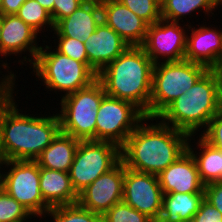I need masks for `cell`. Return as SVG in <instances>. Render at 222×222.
Segmentation results:
<instances>
[{"label": "cell", "instance_id": "836d02e7", "mask_svg": "<svg viewBox=\"0 0 222 222\" xmlns=\"http://www.w3.org/2000/svg\"><path fill=\"white\" fill-rule=\"evenodd\" d=\"M204 199L222 213V181L206 184Z\"/></svg>", "mask_w": 222, "mask_h": 222}, {"label": "cell", "instance_id": "e575fe53", "mask_svg": "<svg viewBox=\"0 0 222 222\" xmlns=\"http://www.w3.org/2000/svg\"><path fill=\"white\" fill-rule=\"evenodd\" d=\"M9 75H3L0 81V104L4 100H11L14 99L13 91H14V84L16 80V75L12 71H7Z\"/></svg>", "mask_w": 222, "mask_h": 222}, {"label": "cell", "instance_id": "d6986e66", "mask_svg": "<svg viewBox=\"0 0 222 222\" xmlns=\"http://www.w3.org/2000/svg\"><path fill=\"white\" fill-rule=\"evenodd\" d=\"M102 21L99 2H83L70 16L61 19L54 28L57 37H71L83 42L96 31Z\"/></svg>", "mask_w": 222, "mask_h": 222}, {"label": "cell", "instance_id": "74e56055", "mask_svg": "<svg viewBox=\"0 0 222 222\" xmlns=\"http://www.w3.org/2000/svg\"><path fill=\"white\" fill-rule=\"evenodd\" d=\"M6 163H7V158L4 154L2 146L0 145V169L3 165H6ZM0 172H2V170ZM3 176H4V173L3 172L2 174L0 173V188H2Z\"/></svg>", "mask_w": 222, "mask_h": 222}, {"label": "cell", "instance_id": "8d00e7d4", "mask_svg": "<svg viewBox=\"0 0 222 222\" xmlns=\"http://www.w3.org/2000/svg\"><path fill=\"white\" fill-rule=\"evenodd\" d=\"M44 9H46L53 20V6L54 0H36Z\"/></svg>", "mask_w": 222, "mask_h": 222}, {"label": "cell", "instance_id": "603a6c76", "mask_svg": "<svg viewBox=\"0 0 222 222\" xmlns=\"http://www.w3.org/2000/svg\"><path fill=\"white\" fill-rule=\"evenodd\" d=\"M199 154L191 148L188 141L187 150L195 159L197 169L204 185L222 181V151L212 146L201 135L196 143Z\"/></svg>", "mask_w": 222, "mask_h": 222}, {"label": "cell", "instance_id": "6da1fadb", "mask_svg": "<svg viewBox=\"0 0 222 222\" xmlns=\"http://www.w3.org/2000/svg\"><path fill=\"white\" fill-rule=\"evenodd\" d=\"M148 120L156 118L146 117L128 136L121 147V161L129 169L158 175L187 151L188 141L195 135L160 121L148 125Z\"/></svg>", "mask_w": 222, "mask_h": 222}, {"label": "cell", "instance_id": "7a4b0ae2", "mask_svg": "<svg viewBox=\"0 0 222 222\" xmlns=\"http://www.w3.org/2000/svg\"><path fill=\"white\" fill-rule=\"evenodd\" d=\"M17 105L14 99L0 104V145L7 160L35 161L61 132L60 120L57 113L22 114Z\"/></svg>", "mask_w": 222, "mask_h": 222}, {"label": "cell", "instance_id": "8fae6325", "mask_svg": "<svg viewBox=\"0 0 222 222\" xmlns=\"http://www.w3.org/2000/svg\"><path fill=\"white\" fill-rule=\"evenodd\" d=\"M163 191L157 175L125 167L123 201L158 222L162 212Z\"/></svg>", "mask_w": 222, "mask_h": 222}, {"label": "cell", "instance_id": "ac0fdd59", "mask_svg": "<svg viewBox=\"0 0 222 222\" xmlns=\"http://www.w3.org/2000/svg\"><path fill=\"white\" fill-rule=\"evenodd\" d=\"M187 26L191 34H187L185 60L214 69L222 55V30L216 27L200 26L198 29Z\"/></svg>", "mask_w": 222, "mask_h": 222}, {"label": "cell", "instance_id": "30bf717a", "mask_svg": "<svg viewBox=\"0 0 222 222\" xmlns=\"http://www.w3.org/2000/svg\"><path fill=\"white\" fill-rule=\"evenodd\" d=\"M10 167L4 172L2 188L34 217H41L50 209L40 191V167L36 161L7 160Z\"/></svg>", "mask_w": 222, "mask_h": 222}, {"label": "cell", "instance_id": "1f68e13d", "mask_svg": "<svg viewBox=\"0 0 222 222\" xmlns=\"http://www.w3.org/2000/svg\"><path fill=\"white\" fill-rule=\"evenodd\" d=\"M86 0H54L53 23L70 16Z\"/></svg>", "mask_w": 222, "mask_h": 222}, {"label": "cell", "instance_id": "60d3db41", "mask_svg": "<svg viewBox=\"0 0 222 222\" xmlns=\"http://www.w3.org/2000/svg\"><path fill=\"white\" fill-rule=\"evenodd\" d=\"M1 29H2V14H0V35H1Z\"/></svg>", "mask_w": 222, "mask_h": 222}, {"label": "cell", "instance_id": "3957f363", "mask_svg": "<svg viewBox=\"0 0 222 222\" xmlns=\"http://www.w3.org/2000/svg\"><path fill=\"white\" fill-rule=\"evenodd\" d=\"M154 63L142 46H129L97 74L106 95L137 106L149 118Z\"/></svg>", "mask_w": 222, "mask_h": 222}, {"label": "cell", "instance_id": "7c38bea8", "mask_svg": "<svg viewBox=\"0 0 222 222\" xmlns=\"http://www.w3.org/2000/svg\"><path fill=\"white\" fill-rule=\"evenodd\" d=\"M187 28L178 22L160 19L148 25L146 39L142 45L154 64L185 59ZM163 58V59H160Z\"/></svg>", "mask_w": 222, "mask_h": 222}, {"label": "cell", "instance_id": "83f0119b", "mask_svg": "<svg viewBox=\"0 0 222 222\" xmlns=\"http://www.w3.org/2000/svg\"><path fill=\"white\" fill-rule=\"evenodd\" d=\"M101 222H153L145 214L129 206L123 200L101 216Z\"/></svg>", "mask_w": 222, "mask_h": 222}, {"label": "cell", "instance_id": "f35d334b", "mask_svg": "<svg viewBox=\"0 0 222 222\" xmlns=\"http://www.w3.org/2000/svg\"><path fill=\"white\" fill-rule=\"evenodd\" d=\"M213 70L222 78V55Z\"/></svg>", "mask_w": 222, "mask_h": 222}, {"label": "cell", "instance_id": "4dcf8cb0", "mask_svg": "<svg viewBox=\"0 0 222 222\" xmlns=\"http://www.w3.org/2000/svg\"><path fill=\"white\" fill-rule=\"evenodd\" d=\"M202 137L212 146L222 151V108L211 118Z\"/></svg>", "mask_w": 222, "mask_h": 222}, {"label": "cell", "instance_id": "ffe728a7", "mask_svg": "<svg viewBox=\"0 0 222 222\" xmlns=\"http://www.w3.org/2000/svg\"><path fill=\"white\" fill-rule=\"evenodd\" d=\"M40 191L44 202L50 207L73 205L78 195L72 187L69 173L40 167Z\"/></svg>", "mask_w": 222, "mask_h": 222}, {"label": "cell", "instance_id": "44dd1931", "mask_svg": "<svg viewBox=\"0 0 222 222\" xmlns=\"http://www.w3.org/2000/svg\"><path fill=\"white\" fill-rule=\"evenodd\" d=\"M79 142L60 132L35 161L39 167L69 173Z\"/></svg>", "mask_w": 222, "mask_h": 222}, {"label": "cell", "instance_id": "d4e9b609", "mask_svg": "<svg viewBox=\"0 0 222 222\" xmlns=\"http://www.w3.org/2000/svg\"><path fill=\"white\" fill-rule=\"evenodd\" d=\"M16 15L27 25L33 28L37 33L44 30L45 28L43 27H50L52 30L55 28L50 13L36 0H26L19 8Z\"/></svg>", "mask_w": 222, "mask_h": 222}, {"label": "cell", "instance_id": "9c48e42d", "mask_svg": "<svg viewBox=\"0 0 222 222\" xmlns=\"http://www.w3.org/2000/svg\"><path fill=\"white\" fill-rule=\"evenodd\" d=\"M146 118L133 103L105 95L96 117L95 141H107L120 148Z\"/></svg>", "mask_w": 222, "mask_h": 222}, {"label": "cell", "instance_id": "ab89813d", "mask_svg": "<svg viewBox=\"0 0 222 222\" xmlns=\"http://www.w3.org/2000/svg\"><path fill=\"white\" fill-rule=\"evenodd\" d=\"M213 2L219 6V5H222V0H213Z\"/></svg>", "mask_w": 222, "mask_h": 222}, {"label": "cell", "instance_id": "8992f818", "mask_svg": "<svg viewBox=\"0 0 222 222\" xmlns=\"http://www.w3.org/2000/svg\"><path fill=\"white\" fill-rule=\"evenodd\" d=\"M208 70L188 60L154 64L149 118H156L177 97L189 90Z\"/></svg>", "mask_w": 222, "mask_h": 222}, {"label": "cell", "instance_id": "d6a6232c", "mask_svg": "<svg viewBox=\"0 0 222 222\" xmlns=\"http://www.w3.org/2000/svg\"><path fill=\"white\" fill-rule=\"evenodd\" d=\"M191 222H222V213L204 199Z\"/></svg>", "mask_w": 222, "mask_h": 222}, {"label": "cell", "instance_id": "5b68a950", "mask_svg": "<svg viewBox=\"0 0 222 222\" xmlns=\"http://www.w3.org/2000/svg\"><path fill=\"white\" fill-rule=\"evenodd\" d=\"M51 49V50H49ZM34 75L41 78L45 89L65 93L63 96L90 86L97 75L83 62L61 54L51 46H41L31 65Z\"/></svg>", "mask_w": 222, "mask_h": 222}, {"label": "cell", "instance_id": "f546056e", "mask_svg": "<svg viewBox=\"0 0 222 222\" xmlns=\"http://www.w3.org/2000/svg\"><path fill=\"white\" fill-rule=\"evenodd\" d=\"M57 47L55 48L58 52L66 55L76 61L83 62L88 66V57L85 49V43L80 39L71 37H56Z\"/></svg>", "mask_w": 222, "mask_h": 222}, {"label": "cell", "instance_id": "4fadbf2b", "mask_svg": "<svg viewBox=\"0 0 222 222\" xmlns=\"http://www.w3.org/2000/svg\"><path fill=\"white\" fill-rule=\"evenodd\" d=\"M125 165L120 161L109 172L99 176L78 195V204L87 210L103 215L123 200Z\"/></svg>", "mask_w": 222, "mask_h": 222}, {"label": "cell", "instance_id": "b9f144b4", "mask_svg": "<svg viewBox=\"0 0 222 222\" xmlns=\"http://www.w3.org/2000/svg\"><path fill=\"white\" fill-rule=\"evenodd\" d=\"M88 1H95V2L101 3V2L106 1V0H88Z\"/></svg>", "mask_w": 222, "mask_h": 222}, {"label": "cell", "instance_id": "52a82bcc", "mask_svg": "<svg viewBox=\"0 0 222 222\" xmlns=\"http://www.w3.org/2000/svg\"><path fill=\"white\" fill-rule=\"evenodd\" d=\"M106 95L96 80L90 86L63 96L58 114L61 132L79 140H95L96 117Z\"/></svg>", "mask_w": 222, "mask_h": 222}, {"label": "cell", "instance_id": "5bb4252c", "mask_svg": "<svg viewBox=\"0 0 222 222\" xmlns=\"http://www.w3.org/2000/svg\"><path fill=\"white\" fill-rule=\"evenodd\" d=\"M38 33L27 25L16 14L2 15V29L0 35V54L6 57L11 54H22V52L28 51L31 56L21 61L20 64H24L23 61L30 62L32 65L36 59L37 53L41 46L37 45ZM8 55V56H7ZM29 59V60H28Z\"/></svg>", "mask_w": 222, "mask_h": 222}, {"label": "cell", "instance_id": "4316f807", "mask_svg": "<svg viewBox=\"0 0 222 222\" xmlns=\"http://www.w3.org/2000/svg\"><path fill=\"white\" fill-rule=\"evenodd\" d=\"M29 218H33L29 211L0 188V222H27Z\"/></svg>", "mask_w": 222, "mask_h": 222}, {"label": "cell", "instance_id": "277c9868", "mask_svg": "<svg viewBox=\"0 0 222 222\" xmlns=\"http://www.w3.org/2000/svg\"><path fill=\"white\" fill-rule=\"evenodd\" d=\"M222 108V78L208 69L184 94L177 97L157 117L161 123L198 134L205 130L211 118Z\"/></svg>", "mask_w": 222, "mask_h": 222}, {"label": "cell", "instance_id": "f1b7e54d", "mask_svg": "<svg viewBox=\"0 0 222 222\" xmlns=\"http://www.w3.org/2000/svg\"><path fill=\"white\" fill-rule=\"evenodd\" d=\"M129 8L137 16L143 19L148 25L162 19L161 3L158 0H118Z\"/></svg>", "mask_w": 222, "mask_h": 222}, {"label": "cell", "instance_id": "9a60e30c", "mask_svg": "<svg viewBox=\"0 0 222 222\" xmlns=\"http://www.w3.org/2000/svg\"><path fill=\"white\" fill-rule=\"evenodd\" d=\"M102 21L114 29L129 46H142L148 24L118 0L100 3Z\"/></svg>", "mask_w": 222, "mask_h": 222}, {"label": "cell", "instance_id": "7402d4cb", "mask_svg": "<svg viewBox=\"0 0 222 222\" xmlns=\"http://www.w3.org/2000/svg\"><path fill=\"white\" fill-rule=\"evenodd\" d=\"M204 193H168L163 195L158 222H191L198 212Z\"/></svg>", "mask_w": 222, "mask_h": 222}, {"label": "cell", "instance_id": "cb8c5ba5", "mask_svg": "<svg viewBox=\"0 0 222 222\" xmlns=\"http://www.w3.org/2000/svg\"><path fill=\"white\" fill-rule=\"evenodd\" d=\"M217 7L213 0H163L161 2V16L163 20L179 23L182 17L189 15V13L191 15L196 10H204L205 16L210 15L209 13L213 15L212 12Z\"/></svg>", "mask_w": 222, "mask_h": 222}, {"label": "cell", "instance_id": "d590c367", "mask_svg": "<svg viewBox=\"0 0 222 222\" xmlns=\"http://www.w3.org/2000/svg\"><path fill=\"white\" fill-rule=\"evenodd\" d=\"M25 1L26 0H2V15L16 14Z\"/></svg>", "mask_w": 222, "mask_h": 222}, {"label": "cell", "instance_id": "484cf974", "mask_svg": "<svg viewBox=\"0 0 222 222\" xmlns=\"http://www.w3.org/2000/svg\"><path fill=\"white\" fill-rule=\"evenodd\" d=\"M53 222H101V215L82 208L78 203L50 208L45 214Z\"/></svg>", "mask_w": 222, "mask_h": 222}, {"label": "cell", "instance_id": "e0dca14e", "mask_svg": "<svg viewBox=\"0 0 222 222\" xmlns=\"http://www.w3.org/2000/svg\"><path fill=\"white\" fill-rule=\"evenodd\" d=\"M84 43L88 67L96 75L129 47L120 35L103 21Z\"/></svg>", "mask_w": 222, "mask_h": 222}, {"label": "cell", "instance_id": "7bdbcfd3", "mask_svg": "<svg viewBox=\"0 0 222 222\" xmlns=\"http://www.w3.org/2000/svg\"><path fill=\"white\" fill-rule=\"evenodd\" d=\"M0 14H2V0H0Z\"/></svg>", "mask_w": 222, "mask_h": 222}, {"label": "cell", "instance_id": "2e32d148", "mask_svg": "<svg viewBox=\"0 0 222 222\" xmlns=\"http://www.w3.org/2000/svg\"><path fill=\"white\" fill-rule=\"evenodd\" d=\"M157 177L163 194L204 193L205 185L201 181L195 159L188 150Z\"/></svg>", "mask_w": 222, "mask_h": 222}, {"label": "cell", "instance_id": "ba28073f", "mask_svg": "<svg viewBox=\"0 0 222 222\" xmlns=\"http://www.w3.org/2000/svg\"><path fill=\"white\" fill-rule=\"evenodd\" d=\"M121 161V148L107 141L80 140L69 176L79 195L99 176L109 172Z\"/></svg>", "mask_w": 222, "mask_h": 222}]
</instances>
